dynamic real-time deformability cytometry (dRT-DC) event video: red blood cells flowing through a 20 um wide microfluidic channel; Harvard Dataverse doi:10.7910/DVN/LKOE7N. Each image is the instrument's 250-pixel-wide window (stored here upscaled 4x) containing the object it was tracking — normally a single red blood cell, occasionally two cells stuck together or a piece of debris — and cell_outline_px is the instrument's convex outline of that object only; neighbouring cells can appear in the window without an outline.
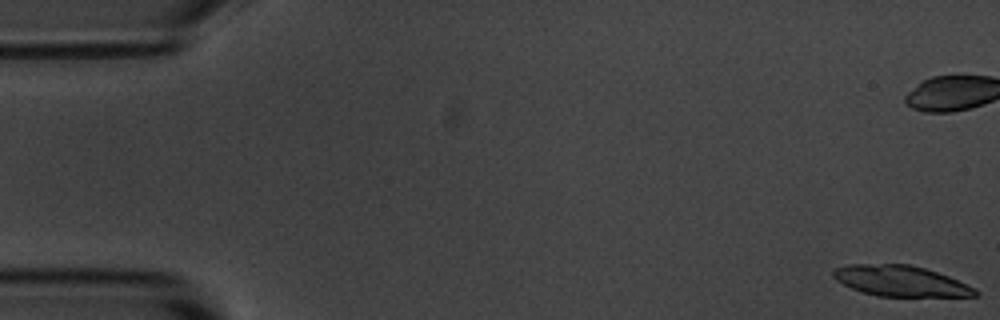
{"species": "common noctule bat (a hibernating species)", "species_latin": "Nyctalus noctula", "temperature_condition": "room temperature", "stored_images_in_passage": 30, "camera_frame_rate_fps": 3000, "um_per_image_px": 0.085, "animal": {"sex": "male", "body_mass_g": 20.1, "forearm_length_mm": 53.5}, "frame": {"image": 1, "passage_image": 1, "time_ms": 0.0, "image_size_px": [1000, 320], "cell_outline_px": [[980, 296], [876, 296], [852, 288], [836, 280], [832, 276], [832, 272], [836, 268], [848, 264], [908, 264], [924, 268], [948, 276], [976, 288], [980, 292]], "centroid_in_image_um": [76.57, 23.88], "position_along_channel_um": 8.4, "area_um2": 25.26}}